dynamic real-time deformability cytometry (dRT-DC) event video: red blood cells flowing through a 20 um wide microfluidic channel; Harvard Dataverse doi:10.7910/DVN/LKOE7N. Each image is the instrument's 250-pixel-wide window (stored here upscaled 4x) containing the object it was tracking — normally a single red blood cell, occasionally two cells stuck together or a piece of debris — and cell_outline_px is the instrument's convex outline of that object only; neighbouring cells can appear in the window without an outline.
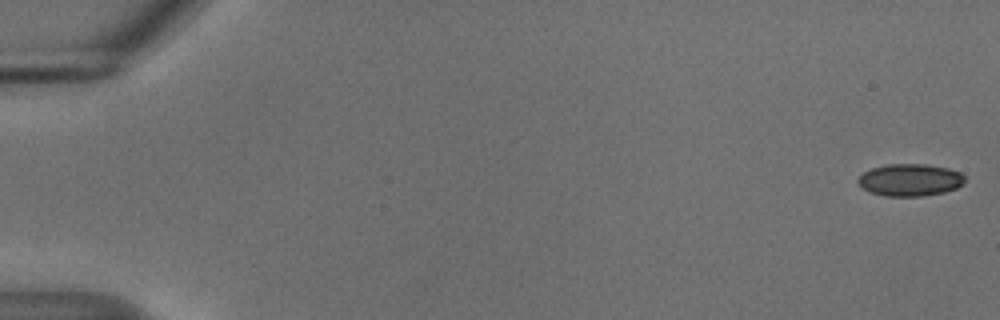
{"species": "common noctule bat (a hibernating species)", "species_latin": "Nyctalus noctula", "temperature_condition": "cold", "stored_images_in_passage": 55, "camera_frame_rate_fps": 3000, "um_per_image_px": 0.085, "animal": {"sex": "male", "body_mass_g": 18.8}, "frame": {"image": 1, "passage_image": 1, "time_ms": 0.0, "image_size_px": [1000, 320], "cell_outline_px": [[964, 184], [956, 188], [944, 192], [920, 196], [884, 196], [868, 192], [860, 188], [856, 180], [864, 172], [872, 168], [888, 164], [924, 164], [948, 168], [960, 172], [964, 176]], "centroid_in_image_um": [77.32, 15.3], "position_along_channel_um": 7.7, "area_um2": 20.17}}
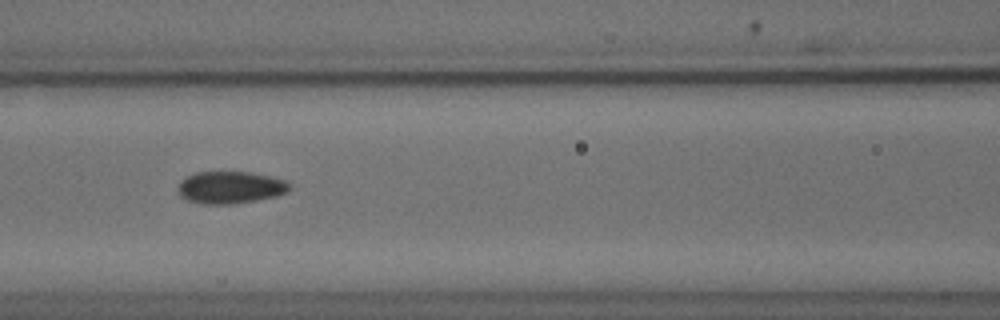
{"frame": {"image": 2, "passage_image": 25, "time_ms": 8.0, "image_size_px": [1000, 320], "cell_outline_px": [[292, 188], [288, 192], [276, 196], [256, 200], [228, 204], [204, 204], [188, 200], [180, 196], [180, 180], [184, 176], [196, 172], [252, 172], [284, 180], [292, 184]], "centroid_in_image_um": [19.6, 15.92], "position_along_channel_um": 147.0, "area_um2": 20.92}}
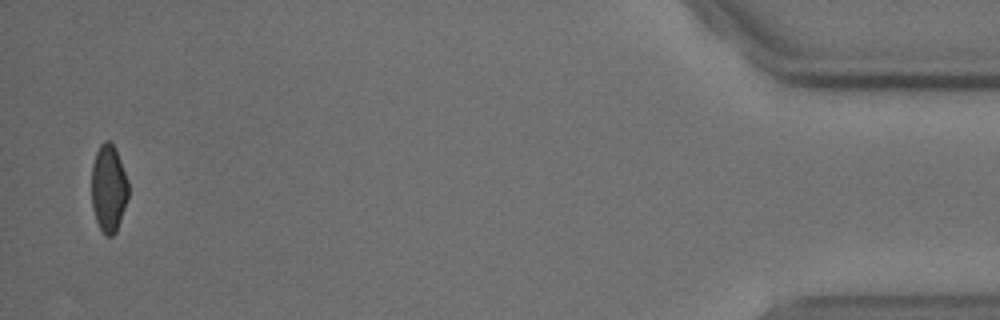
{"frame": {"image": 3, "passage_image": 54, "time_ms": 17.667, "image_size_px": [1000, 320], "cell_outline_px": [[128, 196], [116, 232], [112, 236], [104, 236], [96, 220], [92, 208], [92, 164], [96, 152], [100, 144], [104, 140], [108, 140], [116, 148], [128, 180]], "centroid_in_image_um": [9.23, 15.99], "position_along_channel_um": 426.0, "area_um2": 18.79}, "authors_computed_cell_mechanics": {"area_um2": 20.4034, "velocity_mm_per_s": 3.7011, "shape_relaxation_time_tau1_ms": 3.6377, "shape_relaxation_time_tau2_ms": 1.6713, "deformation_change_tau1": 0.0894, "deformation_change_tau2": 0.0559}}